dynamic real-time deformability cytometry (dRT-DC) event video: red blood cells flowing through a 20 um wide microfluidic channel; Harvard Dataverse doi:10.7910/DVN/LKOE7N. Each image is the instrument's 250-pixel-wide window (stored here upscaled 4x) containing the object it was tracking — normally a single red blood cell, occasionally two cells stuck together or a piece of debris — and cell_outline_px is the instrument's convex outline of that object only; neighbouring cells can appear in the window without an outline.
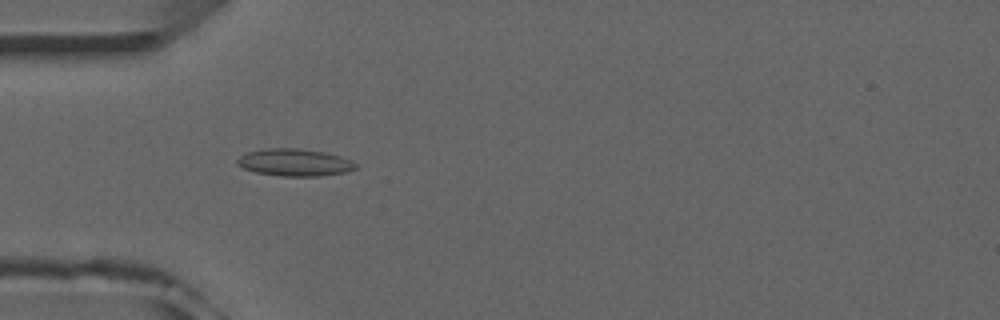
{"species": "common noctule bat (a hibernating species)", "species_latin": "Nyctalus noctula", "temperature_condition": "room temperature", "stored_images_in_passage": 52, "camera_frame_rate_fps": 3000, "um_per_image_px": 0.085, "animal": {"sex": "male", "forearm_length_mm": 52.5}, "frame": {"image": 1, "passage_image": 16, "time_ms": 5.0, "image_size_px": [1000, 320], "cell_outline_px": [[356, 168], [344, 172], [320, 176], [280, 176], [256, 172], [244, 168], [236, 164], [236, 160], [240, 156], [248, 152], [268, 148], [296, 148], [324, 152], [340, 156], [356, 164]], "centroid_in_image_um": [25.0, 13.81], "position_along_channel_um": 60.0, "area_um2": 18.55}}
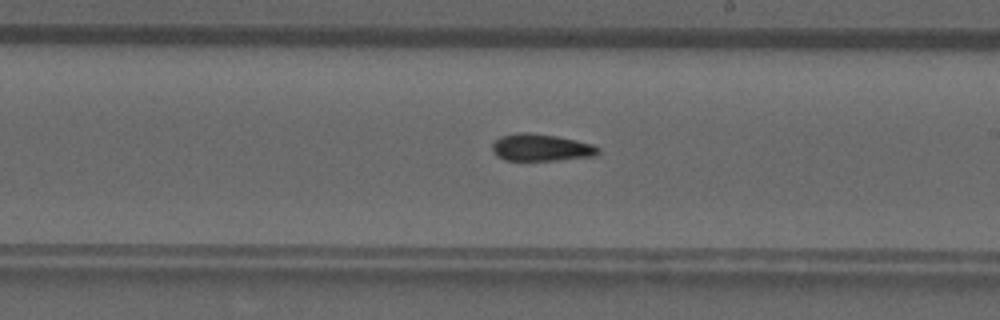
{"frame": {"image": 2, "passage_image": 30, "time_ms": 9.667, "image_size_px": [1000, 320], "cell_outline_px": [[600, 152], [596, 156], [556, 160], [504, 160], [496, 156], [492, 152], [492, 144], [500, 136], [516, 132], [528, 132], [556, 136], [576, 140], [592, 144], [600, 148]], "centroid_in_image_um": [45.97, 12.54], "position_along_channel_um": 243.0, "area_um2": 16.88}}
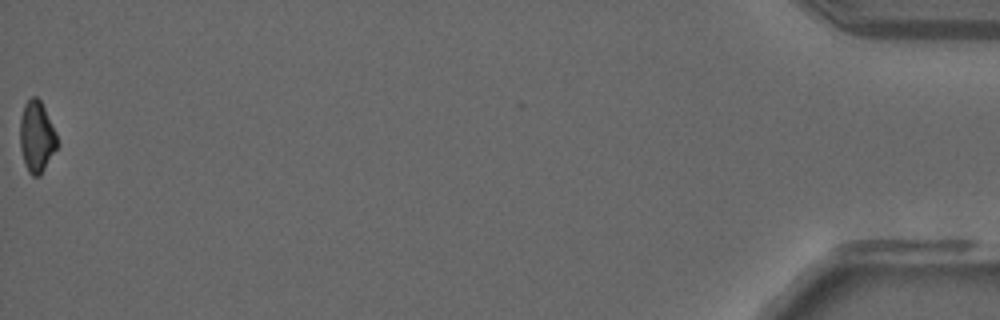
{"frame": {"image": 3, "passage_image": 52, "time_ms": 17.0, "image_size_px": [1000, 320], "cell_outline_px": [[60, 144], [40, 176], [32, 176], [28, 172], [24, 164], [20, 148], [20, 120], [24, 104], [32, 96], [36, 96], [40, 100], [56, 132]], "centroid_in_image_um": [3.13, 11.65], "position_along_channel_um": 432.1, "area_um2": 15.66}, "authors_computed_cell_mechanics": {"area_um2": 17.1377, "velocity_mm_per_s": 3.9852, "shape_relaxation_time_tau1_ms": null, "shape_relaxation_time_tau2_ms": 4.4044, "deformation_change_tau1": null, "deformation_change_tau2": 0.0949}}